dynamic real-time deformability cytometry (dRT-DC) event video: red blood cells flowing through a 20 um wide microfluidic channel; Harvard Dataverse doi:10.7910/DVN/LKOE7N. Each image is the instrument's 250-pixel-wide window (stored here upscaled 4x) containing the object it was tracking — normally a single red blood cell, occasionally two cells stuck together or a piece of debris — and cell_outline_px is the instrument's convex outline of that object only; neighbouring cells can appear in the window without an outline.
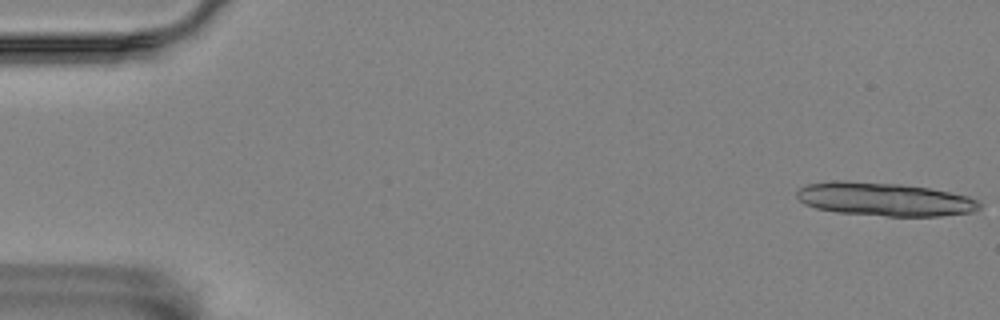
{"species": "Egyptian fruit bat (a non-hibernating species)", "species_latin": "Rousettus aegyptiacus", "temperature_condition": "room temperature", "stored_images_in_passage": 14, "camera_frame_rate_fps": 3000, "um_per_image_px": 0.085, "animal": {"sex": "female"}, "frame": {"image": 1, "passage_image": 1, "time_ms": 0.0, "image_size_px": [1000, 320], "cell_outline_px": [[980, 208], [972, 212], [940, 216], [888, 216], [836, 212], [816, 208], [804, 204], [796, 196], [796, 192], [800, 188], [808, 184], [832, 180], [844, 180], [900, 184], [928, 188], [968, 196], [976, 200], [980, 204]], "centroid_in_image_um": [75.14, 16.93], "position_along_channel_um": 9.9, "area_um2": 35.49}}